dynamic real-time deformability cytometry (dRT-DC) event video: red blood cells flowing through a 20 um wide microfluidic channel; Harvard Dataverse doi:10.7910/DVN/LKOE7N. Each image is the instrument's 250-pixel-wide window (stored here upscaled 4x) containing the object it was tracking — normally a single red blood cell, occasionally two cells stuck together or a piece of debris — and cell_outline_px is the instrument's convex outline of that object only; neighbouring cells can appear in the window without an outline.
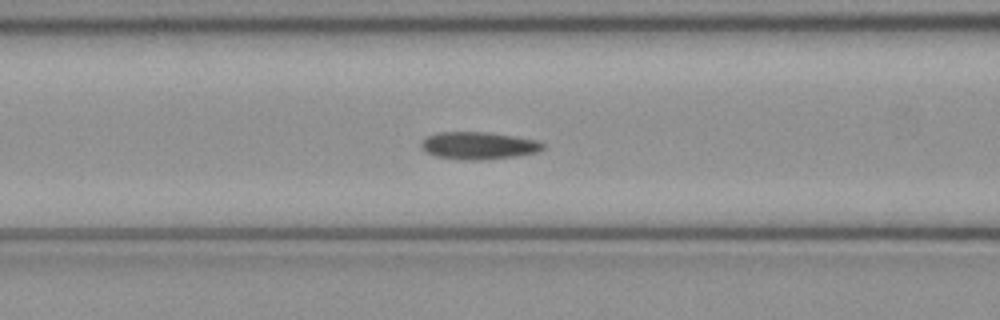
{"species": "common noctule bat (a hibernating species)", "species_latin": "Nyctalus noctula", "temperature_condition": "cold", "stored_images_in_passage": 37, "camera_frame_rate_fps": 3000, "um_per_image_px": 0.085, "animal": {"sex": "female", "body_mass_g": 21.9}, "frame": {"image": 1, "passage_image": 7, "time_ms": 2.0, "image_size_px": [1000, 320], "cell_outline_px": [[544, 148], [536, 152], [516, 156], [480, 160], [460, 160], [436, 156], [420, 148], [420, 144], [428, 136], [436, 132], [488, 132], [516, 136], [536, 140], [544, 144]], "centroid_in_image_um": [40.67, 12.37], "position_along_channel_um": 125.9, "area_um2": 19.42}}
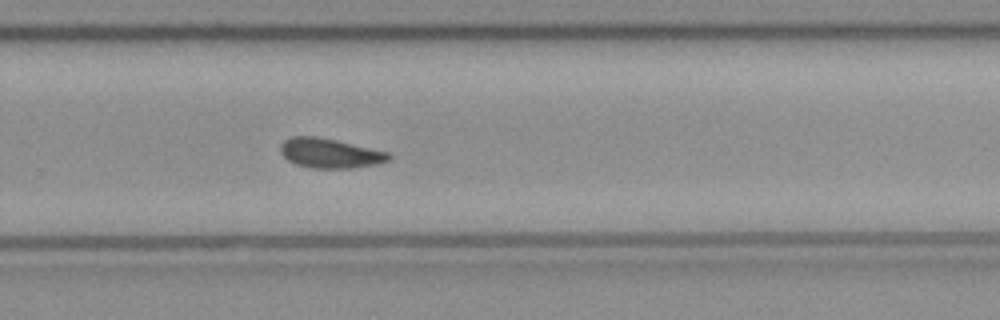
{"frame": {"image": 2, "passage_image": 20, "time_ms": 6.333, "image_size_px": [1000, 320], "cell_outline_px": [[392, 156], [388, 160], [376, 164], [352, 168], [312, 168], [296, 164], [288, 160], [280, 152], [280, 144], [284, 140], [292, 136], [316, 136], [336, 140], [388, 152]], "centroid_in_image_um": [28.01, 13.02], "position_along_channel_um": 301.8, "area_um2": 18.61}}
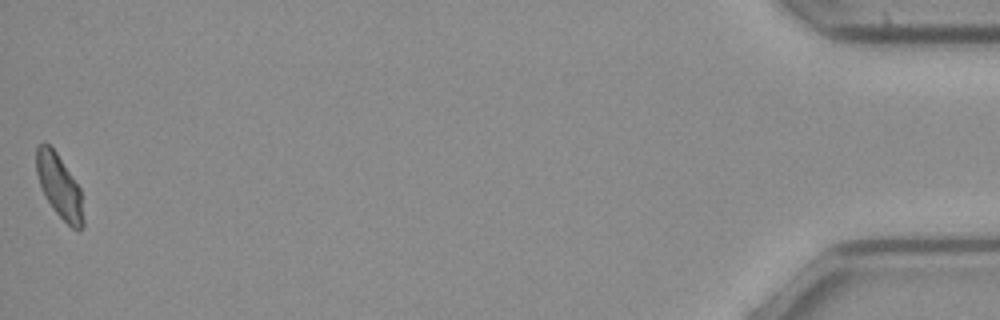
{"frame": {"image": 3, "passage_image": 37, "time_ms": 12.0, "image_size_px": [1000, 320], "cell_outline_px": [[84, 224], [80, 228], [72, 228], [52, 208], [40, 184], [36, 172], [36, 148], [44, 140], [56, 152], [80, 188], [84, 220]], "centroid_in_image_um": [5.04, 15.81], "position_along_channel_um": 430.2, "area_um2": 16.99}, "authors_computed_cell_mechanics": {"area_um2": 18.4382, "velocity_mm_per_s": 4.0593, "shape_relaxation_time_tau1_ms": 4.8746, "shape_relaxation_time_tau2_ms": null, "deformation_change_tau1": 0.1151, "deformation_change_tau2": null}}